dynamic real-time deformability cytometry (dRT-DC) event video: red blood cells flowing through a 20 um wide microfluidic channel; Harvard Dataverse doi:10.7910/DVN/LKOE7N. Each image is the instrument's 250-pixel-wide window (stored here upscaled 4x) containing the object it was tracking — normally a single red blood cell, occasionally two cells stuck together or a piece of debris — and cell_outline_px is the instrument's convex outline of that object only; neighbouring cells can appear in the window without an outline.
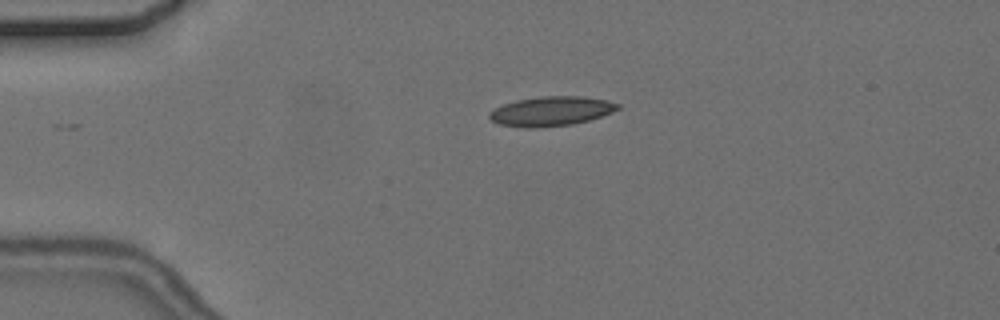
{"species": "common noctule bat (a hibernating species)", "species_latin": "Nyctalus noctula", "temperature_condition": "cold", "stored_images_in_passage": 2, "camera_frame_rate_fps": 3000, "um_per_image_px": 0.085, "animal": {"sex": "female", "body_mass_g": 24.6, "forearm_length_mm": 56.2}, "frame": {"image": 1, "passage_image": 1, "time_ms": 0.0, "image_size_px": [1000, 320], "cell_outline_px": [[620, 108], [612, 112], [588, 120], [572, 124], [532, 128], [524, 128], [500, 124], [492, 120], [488, 116], [488, 112], [504, 104], [516, 100], [540, 96], [580, 96], [604, 100], [620, 104]], "centroid_in_image_um": [46.82, 9.45], "position_along_channel_um": 38.2, "area_um2": 21.85}}